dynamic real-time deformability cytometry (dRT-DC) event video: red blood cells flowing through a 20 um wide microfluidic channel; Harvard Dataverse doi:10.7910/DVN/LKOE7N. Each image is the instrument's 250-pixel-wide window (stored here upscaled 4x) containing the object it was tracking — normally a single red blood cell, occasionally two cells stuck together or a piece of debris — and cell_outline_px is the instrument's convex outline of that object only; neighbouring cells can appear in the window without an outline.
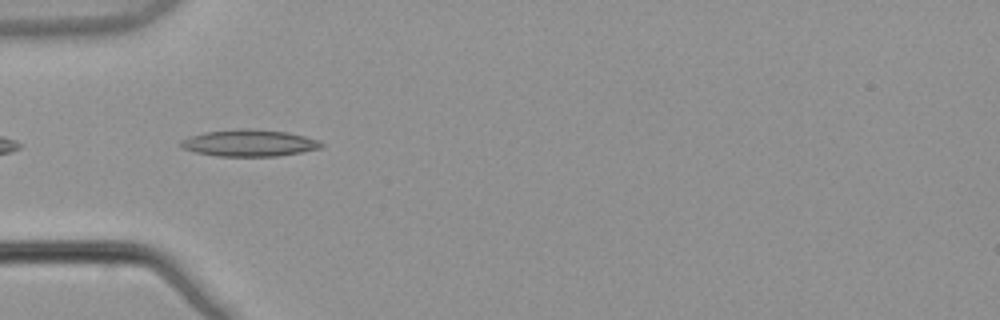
{"species": "common noctule bat (a hibernating species)", "species_latin": "Nyctalus noctula", "temperature_condition": "warm", "stored_images_in_passage": 9, "camera_frame_rate_fps": 3000, "um_per_image_px": 0.085, "animal": {"sex": "male", "body_mass_g": 21.5, "forearm_length_mm": 52.0}, "frame": {"image": 1, "passage_image": 2, "time_ms": 0.333, "image_size_px": [1000, 320], "cell_outline_px": [[324, 144], [320, 148], [300, 152], [276, 156], [216, 156], [196, 152], [180, 148], [180, 140], [188, 136], [204, 132], [240, 128], [252, 128], [288, 132], [320, 140]], "centroid_in_image_um": [21.15, 12.14], "position_along_channel_um": 63.9, "area_um2": 22.08}}
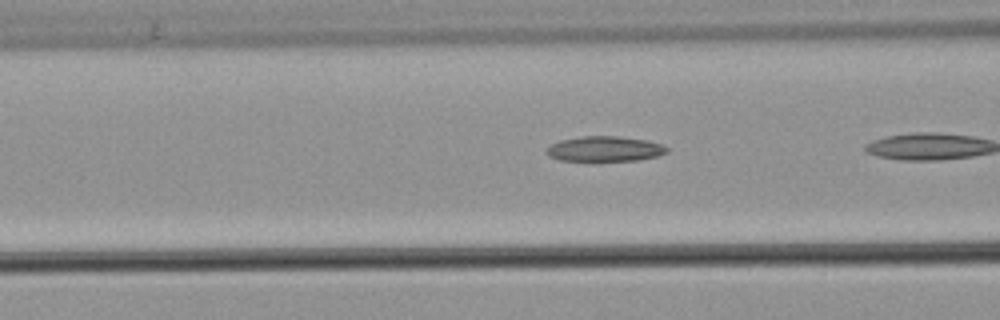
{"frame": {"image": 2, "passage_image": 4, "time_ms": 1.0, "image_size_px": [1000, 320], "cell_outline_px": [[668, 152], [656, 156], [636, 160], [560, 160], [548, 156], [544, 152], [552, 144], [560, 140], [580, 136], [620, 136], [648, 140], [660, 144], [668, 148]], "centroid_in_image_um": [51.39, 12.64], "position_along_channel_um": 115.2, "area_um2": 17.51}}